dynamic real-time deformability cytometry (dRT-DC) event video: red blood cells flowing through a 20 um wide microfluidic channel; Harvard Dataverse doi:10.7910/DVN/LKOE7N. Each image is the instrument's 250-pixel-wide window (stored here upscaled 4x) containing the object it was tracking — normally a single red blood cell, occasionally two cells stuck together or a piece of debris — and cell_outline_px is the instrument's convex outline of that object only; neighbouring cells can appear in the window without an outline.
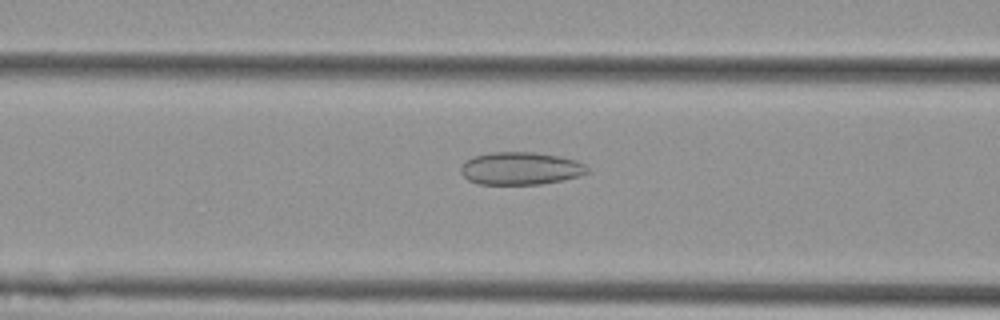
{"species": "Egyptian fruit bat (a non-hibernating species)", "species_latin": "Rousettus aegyptiacus", "temperature_condition": "cold", "stored_images_in_passage": 44, "camera_frame_rate_fps": 3000, "um_per_image_px": 0.085, "animal": {"sex": "female"}, "frame": {"image": 1, "passage_image": 10, "time_ms": 3.0, "image_size_px": [1000, 320], "cell_outline_px": [[592, 172], [580, 176], [540, 184], [480, 184], [468, 180], [460, 172], [460, 168], [472, 156], [492, 152], [536, 152], [560, 156], [576, 160], [584, 164]], "centroid_in_image_um": [44.28, 14.31], "position_along_channel_um": 122.3, "area_um2": 24.16}}
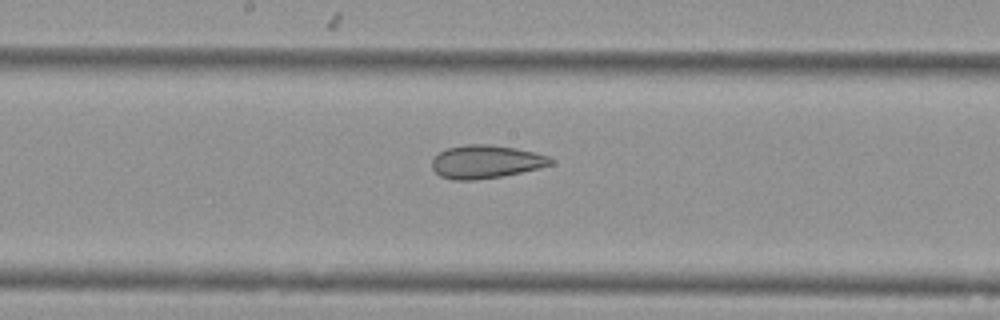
{"frame": {"image": 2, "passage_image": 17, "time_ms": 5.333, "image_size_px": [1000, 320], "cell_outline_px": [[556, 160], [552, 164], [540, 168], [504, 176], [476, 180], [452, 180], [440, 176], [432, 168], [432, 160], [440, 152], [448, 148], [464, 144], [488, 144], [516, 148], [548, 156]], "centroid_in_image_um": [41.31, 13.75], "position_along_channel_um": 206.9, "area_um2": 23.06}}
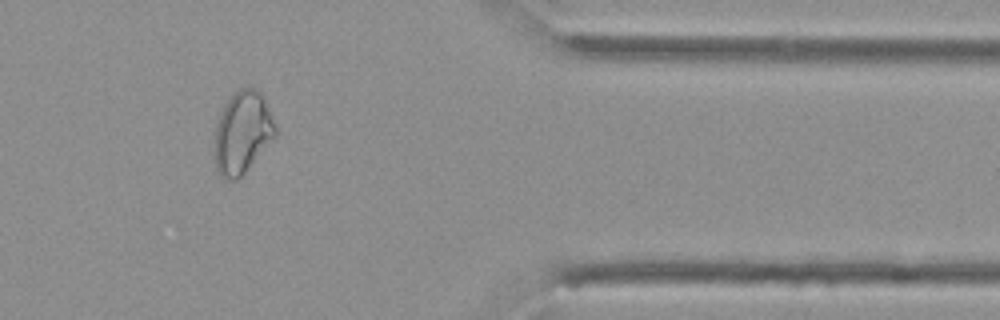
{"frame": {"image": 3, "passage_image": 34, "time_ms": 11.0, "image_size_px": [1000, 320], "cell_outline_px": [[276, 136], [248, 168], [236, 180], [224, 180], [216, 172], [216, 124], [220, 112], [224, 104], [232, 92], [240, 88], [256, 88], [264, 96], [276, 124]], "centroid_in_image_um": [20.62, 11.23], "position_along_channel_um": 390.8, "area_um2": 29.19}, "authors_computed_cell_mechanics": {"area_um2": 25.2297, "velocity_mm_per_s": 3.6302, "shape_relaxation_time_tau1_ms": null, "shape_relaxation_time_tau2_ms": 2.7152, "deformation_change_tau1": null, "deformation_change_tau2": 0.1059}}